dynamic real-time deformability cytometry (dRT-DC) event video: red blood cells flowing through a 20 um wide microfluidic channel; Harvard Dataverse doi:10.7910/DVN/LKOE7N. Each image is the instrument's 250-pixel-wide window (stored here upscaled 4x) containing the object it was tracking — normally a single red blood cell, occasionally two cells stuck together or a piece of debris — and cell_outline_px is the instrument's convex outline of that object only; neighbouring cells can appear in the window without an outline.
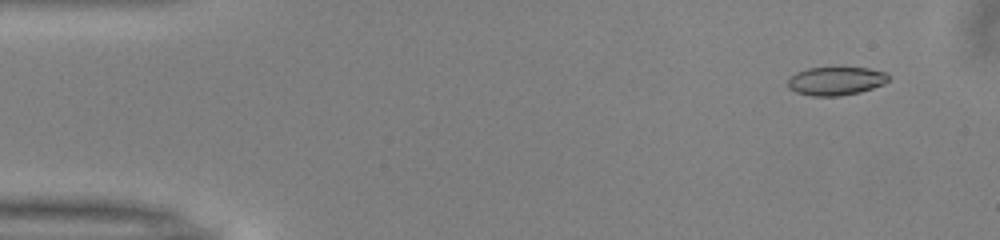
{"species": "common noctule bat (a hibernating species)", "species_latin": "Nyctalus noctula", "temperature_condition": "warm", "stored_images_in_passage": 51, "camera_frame_rate_fps": 3000, "um_per_image_px": 0.085, "animal": {"sex": "male", "body_mass_g": 13.0, "forearm_length_mm": 53.1}, "frame": {"image": 1, "passage_image": 4, "time_ms": 1.0, "image_size_px": [1000, 240], "cell_outline_px": [[888, 80], [884, 84], [860, 92], [840, 96], [812, 96], [796, 92], [788, 88], [788, 76], [796, 72], [808, 68], [832, 64], [840, 64], [868, 68], [884, 72], [888, 76]], "centroid_in_image_um": [71.01, 6.82], "position_along_channel_um": 14.0, "area_um2": 17.63}}
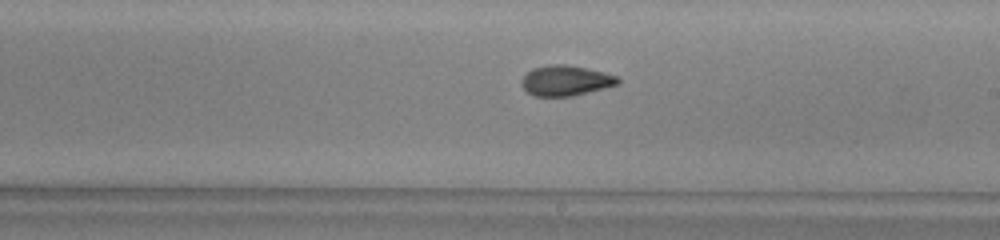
{"frame": {"image": 2, "passage_image": 29, "time_ms": 9.333, "image_size_px": [1000, 240], "cell_outline_px": [[620, 84], [572, 96], [536, 96], [528, 92], [520, 84], [520, 80], [532, 68], [552, 64], [568, 64], [604, 72], [616, 76], [620, 80]], "centroid_in_image_um": [48.08, 6.84], "position_along_channel_um": 240.9, "area_um2": 16.99}}
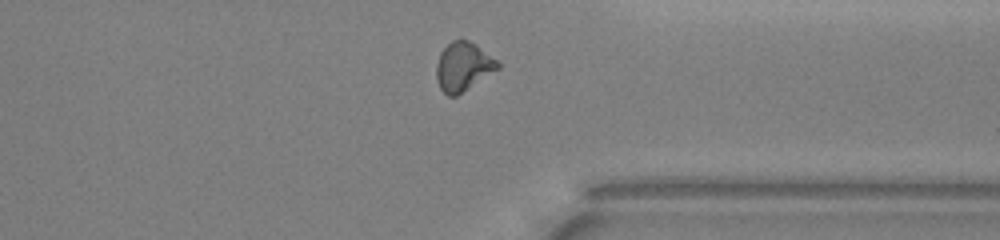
{"frame": {"image": 3, "passage_image": 39, "time_ms": 12.667, "image_size_px": [1000, 240], "cell_outline_px": [[500, 68], [456, 96], [448, 96], [440, 88], [436, 80], [436, 64], [440, 52], [452, 40], [460, 36], [476, 44], [496, 60], [500, 64]], "centroid_in_image_um": [39.35, 5.63], "position_along_channel_um": 372.1, "area_um2": 17.57}, "authors_computed_cell_mechanics": {"area_um2": 17.1088, "velocity_mm_per_s": 4.0363, "shape_relaxation_time_tau1_ms": 8.8627, "shape_relaxation_time_tau2_ms": 2.2591, "deformation_change_tau1": 0.2268, "deformation_change_tau2": 0.0777}}